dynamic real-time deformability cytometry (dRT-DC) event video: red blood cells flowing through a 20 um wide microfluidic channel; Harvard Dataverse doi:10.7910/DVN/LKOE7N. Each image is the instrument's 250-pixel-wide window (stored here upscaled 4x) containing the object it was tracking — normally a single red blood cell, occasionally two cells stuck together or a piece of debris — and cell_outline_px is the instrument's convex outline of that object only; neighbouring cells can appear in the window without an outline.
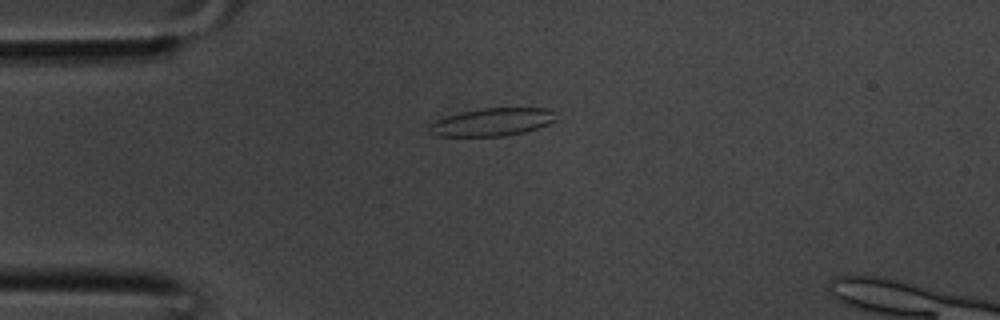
{"species": "common noctule bat (a hibernating species)", "species_latin": "Nyctalus noctula", "temperature_condition": "room temperature", "stored_images_in_passage": 36, "camera_frame_rate_fps": 3000, "um_per_image_px": 0.085, "animal": {"sex": "male", "body_mass_g": 20.1, "forearm_length_mm": 53.5}, "frame": {"image": 1, "passage_image": 9, "time_ms": 2.667, "image_size_px": [1000, 320], "cell_outline_px": [[556, 120], [548, 124], [524, 132], [504, 136], [436, 136], [424, 132], [424, 128], [428, 124], [436, 120], [460, 112], [480, 108], [548, 108], [556, 112]], "centroid_in_image_um": [41.76, 10.38], "position_along_channel_um": 43.2, "area_um2": 20.92}}
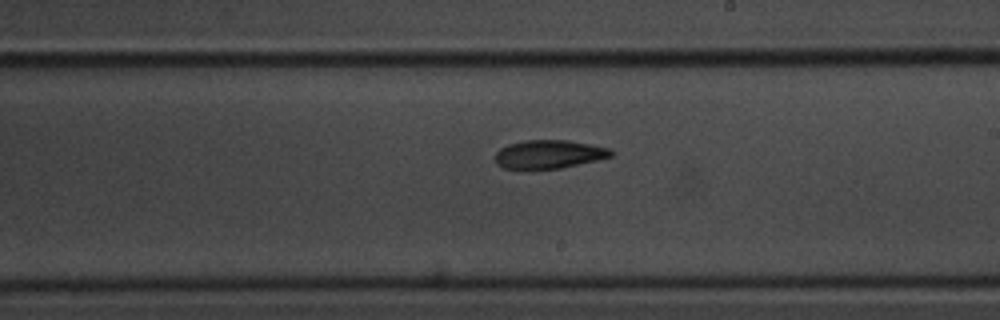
{"frame": {"image": 2, "passage_image": 21, "time_ms": 6.667, "image_size_px": [1000, 320], "cell_outline_px": [[612, 156], [596, 160], [560, 168], [504, 168], [496, 164], [496, 152], [500, 148], [508, 144], [524, 140], [568, 140], [612, 148]], "centroid_in_image_um": [46.66, 13.09], "position_along_channel_um": 242.3, "area_um2": 19.02}}
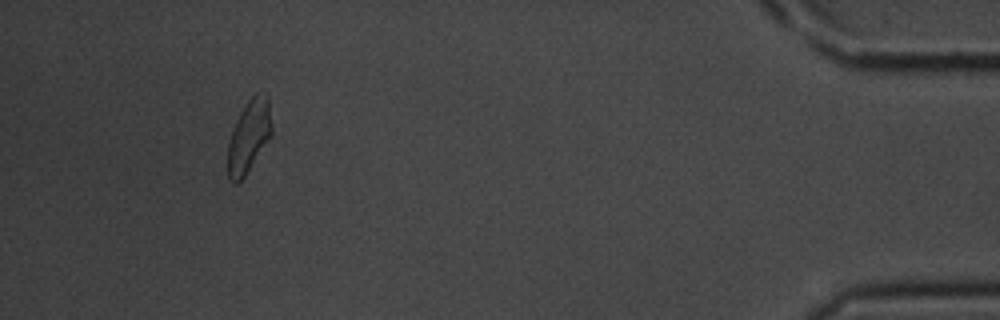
{"frame": {"image": 3, "passage_image": 34, "time_ms": 11.0, "image_size_px": [1000, 320], "cell_outline_px": [[272, 136], [244, 176], [236, 184], [232, 184], [228, 180], [228, 144], [236, 120], [240, 112], [248, 100], [256, 92], [268, 96], [272, 124]], "centroid_in_image_um": [21.17, 11.59], "position_along_channel_um": 414.0, "area_um2": 18.55}}